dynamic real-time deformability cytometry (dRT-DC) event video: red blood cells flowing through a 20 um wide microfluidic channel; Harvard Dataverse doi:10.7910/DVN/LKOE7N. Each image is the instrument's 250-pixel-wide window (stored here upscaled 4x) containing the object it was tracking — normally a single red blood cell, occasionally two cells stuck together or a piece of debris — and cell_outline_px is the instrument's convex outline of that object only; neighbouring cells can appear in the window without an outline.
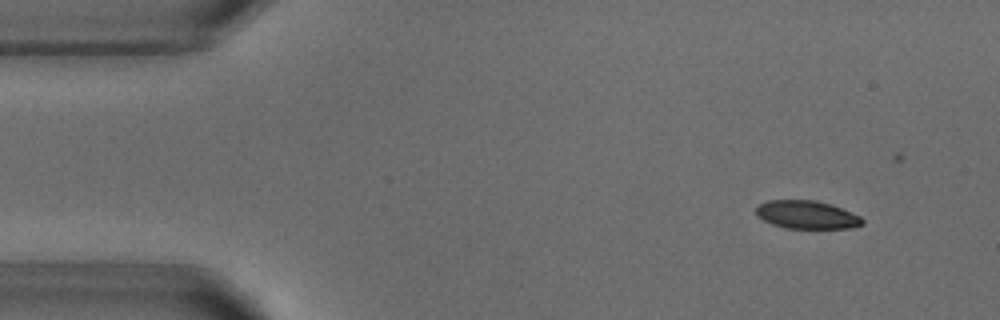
{"species": "common noctule bat (a hibernating species)", "species_latin": "Nyctalus noctula", "temperature_condition": "warm", "stored_images_in_passage": 15, "camera_frame_rate_fps": 3000, "um_per_image_px": 0.085, "animal": {"sex": "male", "body_mass_g": 18.8}, "frame": {"image": 1, "passage_image": 1, "time_ms": 0.0, "image_size_px": [1000, 320], "cell_outline_px": [[864, 224], [852, 228], [784, 228], [772, 224], [756, 216], [756, 208], [760, 204], [768, 200], [816, 200], [840, 208], [860, 216], [864, 220]], "centroid_in_image_um": [68.57, 18.26], "position_along_channel_um": 16.4, "area_um2": 17.34}}
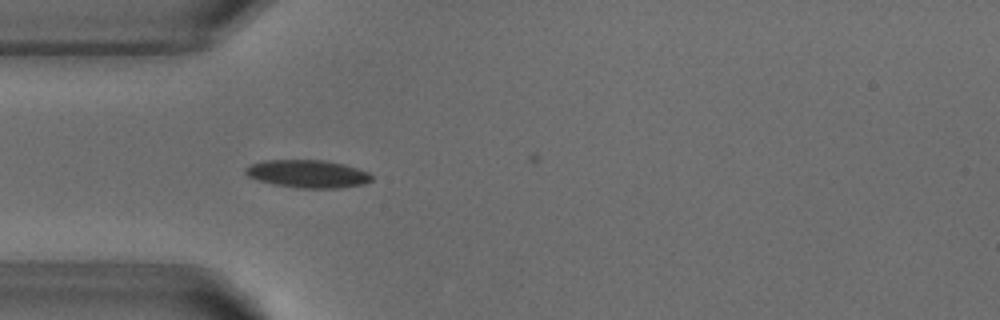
{"frame": {"image": 2, "passage_image": 11, "time_ms": 3.333, "image_size_px": [1000, 320], "cell_outline_px": [[372, 180], [364, 184], [340, 188], [300, 188], [272, 184], [248, 176], [244, 172], [244, 168], [252, 164], [264, 160], [324, 160], [344, 164], [368, 172], [372, 176]], "centroid_in_image_um": [26.16, 14.77], "position_along_channel_um": 58.8, "area_um2": 20.4}}